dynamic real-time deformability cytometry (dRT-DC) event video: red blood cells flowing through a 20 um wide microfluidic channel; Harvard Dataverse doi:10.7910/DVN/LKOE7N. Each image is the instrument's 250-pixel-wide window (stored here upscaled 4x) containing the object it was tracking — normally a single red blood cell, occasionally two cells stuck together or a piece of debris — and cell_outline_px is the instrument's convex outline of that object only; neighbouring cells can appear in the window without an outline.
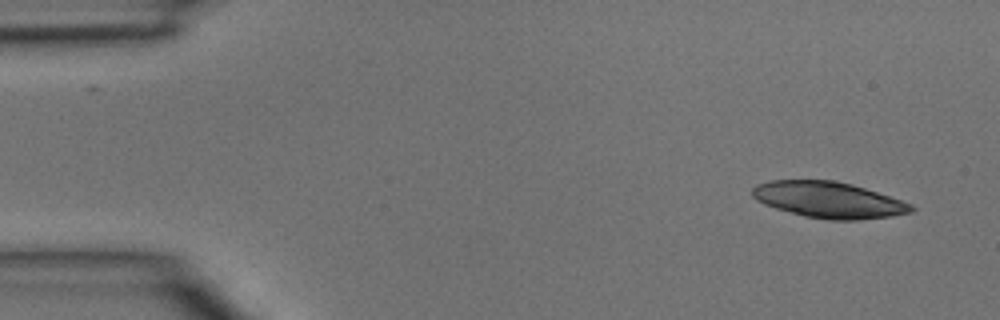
{"species": "common noctule bat (a hibernating species)", "species_latin": "Nyctalus noctula", "temperature_condition": "room temperature", "stored_images_in_passage": 2, "camera_frame_rate_fps": 3000, "um_per_image_px": 0.085, "animal": {"sex": "male", "body_mass_g": 15.6}, "frame": {"image": 1, "passage_image": 2, "time_ms": 0.333, "image_size_px": [1000, 320], "cell_outline_px": [[916, 208], [912, 212], [892, 216], [856, 220], [828, 220], [804, 216], [776, 208], [764, 204], [756, 200], [752, 196], [752, 188], [756, 184], [772, 180], [836, 180], [852, 184], [912, 204]], "centroid_in_image_um": [70.42, 16.99], "position_along_channel_um": 14.6, "area_um2": 33.41}}